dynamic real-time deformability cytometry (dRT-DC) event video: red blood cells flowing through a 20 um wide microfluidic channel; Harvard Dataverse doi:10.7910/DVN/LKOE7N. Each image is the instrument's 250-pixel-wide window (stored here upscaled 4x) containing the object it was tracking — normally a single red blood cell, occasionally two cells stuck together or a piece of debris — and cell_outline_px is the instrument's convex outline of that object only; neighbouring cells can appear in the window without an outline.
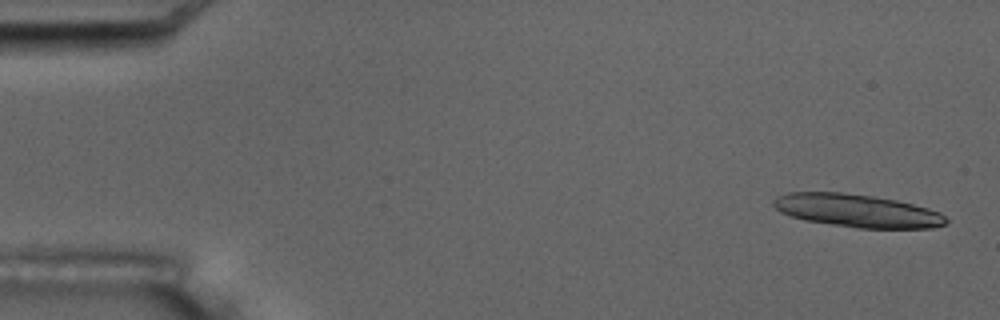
{"species": "common noctule bat (a hibernating species)", "species_latin": "Nyctalus noctula", "temperature_condition": "room temperature", "stored_images_in_passage": 11, "camera_frame_rate_fps": 3000, "um_per_image_px": 0.085, "animal": {"sex": "male", "body_mass_g": 17.5, "forearm_length_mm": 52.3}, "frame": {"image": 1, "passage_image": 1, "time_ms": 0.0, "image_size_px": [1000, 320], "cell_outline_px": [[948, 224], [932, 228], [856, 228], [804, 220], [780, 212], [772, 204], [772, 200], [776, 196], [788, 192], [840, 192], [872, 196], [896, 200], [928, 208], [940, 212], [948, 220]], "centroid_in_image_um": [72.85, 17.91], "position_along_channel_um": 12.2, "area_um2": 33.23}}
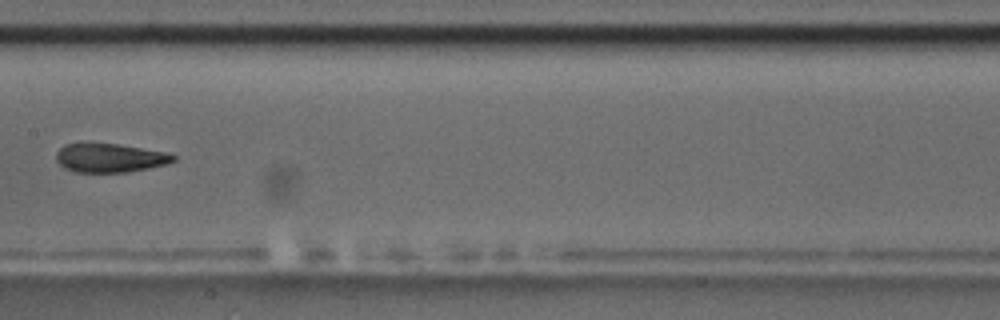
{"frame": {"image": 2, "passage_image": 8, "time_ms": 9.333, "image_size_px": [1000, 320], "cell_outline_px": [[176, 160], [168, 164], [128, 172], [76, 172], [64, 168], [56, 160], [56, 152], [64, 144], [80, 140], [88, 140], [116, 144], [164, 152], [176, 156]], "centroid_in_image_um": [9.25, 13.38], "position_along_channel_um": 198.1, "area_um2": 20.29}}